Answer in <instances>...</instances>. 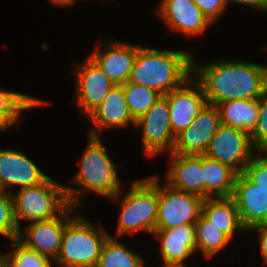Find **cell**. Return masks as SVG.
I'll use <instances>...</instances> for the list:
<instances>
[{"label": "cell", "instance_id": "cell-12", "mask_svg": "<svg viewBox=\"0 0 267 267\" xmlns=\"http://www.w3.org/2000/svg\"><path fill=\"white\" fill-rule=\"evenodd\" d=\"M164 97L168 100L171 130L176 137L191 125L207 99L201 83L193 76Z\"/></svg>", "mask_w": 267, "mask_h": 267}, {"label": "cell", "instance_id": "cell-22", "mask_svg": "<svg viewBox=\"0 0 267 267\" xmlns=\"http://www.w3.org/2000/svg\"><path fill=\"white\" fill-rule=\"evenodd\" d=\"M221 124L252 133L259 116V98L234 99L217 105Z\"/></svg>", "mask_w": 267, "mask_h": 267}, {"label": "cell", "instance_id": "cell-27", "mask_svg": "<svg viewBox=\"0 0 267 267\" xmlns=\"http://www.w3.org/2000/svg\"><path fill=\"white\" fill-rule=\"evenodd\" d=\"M125 100L134 120L144 115L161 97V95L143 85L130 82L123 84Z\"/></svg>", "mask_w": 267, "mask_h": 267}, {"label": "cell", "instance_id": "cell-10", "mask_svg": "<svg viewBox=\"0 0 267 267\" xmlns=\"http://www.w3.org/2000/svg\"><path fill=\"white\" fill-rule=\"evenodd\" d=\"M76 64L73 69L76 79L75 103L86 118L102 103L115 84L90 56Z\"/></svg>", "mask_w": 267, "mask_h": 267}, {"label": "cell", "instance_id": "cell-1", "mask_svg": "<svg viewBox=\"0 0 267 267\" xmlns=\"http://www.w3.org/2000/svg\"><path fill=\"white\" fill-rule=\"evenodd\" d=\"M196 64L192 58V74L201 83L208 104L260 98L267 91V65L240 59Z\"/></svg>", "mask_w": 267, "mask_h": 267}, {"label": "cell", "instance_id": "cell-33", "mask_svg": "<svg viewBox=\"0 0 267 267\" xmlns=\"http://www.w3.org/2000/svg\"><path fill=\"white\" fill-rule=\"evenodd\" d=\"M251 230L259 231L258 239H259L260 251L263 257V264L267 266V223L254 226L249 230V232Z\"/></svg>", "mask_w": 267, "mask_h": 267}, {"label": "cell", "instance_id": "cell-26", "mask_svg": "<svg viewBox=\"0 0 267 267\" xmlns=\"http://www.w3.org/2000/svg\"><path fill=\"white\" fill-rule=\"evenodd\" d=\"M143 259L110 235L103 244L96 267H143Z\"/></svg>", "mask_w": 267, "mask_h": 267}, {"label": "cell", "instance_id": "cell-36", "mask_svg": "<svg viewBox=\"0 0 267 267\" xmlns=\"http://www.w3.org/2000/svg\"><path fill=\"white\" fill-rule=\"evenodd\" d=\"M10 125L0 116V131L7 130Z\"/></svg>", "mask_w": 267, "mask_h": 267}, {"label": "cell", "instance_id": "cell-15", "mask_svg": "<svg viewBox=\"0 0 267 267\" xmlns=\"http://www.w3.org/2000/svg\"><path fill=\"white\" fill-rule=\"evenodd\" d=\"M156 9L171 31L187 37L200 36L213 24L193 0H161Z\"/></svg>", "mask_w": 267, "mask_h": 267}, {"label": "cell", "instance_id": "cell-3", "mask_svg": "<svg viewBox=\"0 0 267 267\" xmlns=\"http://www.w3.org/2000/svg\"><path fill=\"white\" fill-rule=\"evenodd\" d=\"M79 161L80 168L72 181L80 185L81 189L65 186L66 198L71 206L78 208L89 191L110 199L122 191L116 164L108 155L100 136L89 135Z\"/></svg>", "mask_w": 267, "mask_h": 267}, {"label": "cell", "instance_id": "cell-5", "mask_svg": "<svg viewBox=\"0 0 267 267\" xmlns=\"http://www.w3.org/2000/svg\"><path fill=\"white\" fill-rule=\"evenodd\" d=\"M75 216L65 225L61 248L54 260L57 267H96L104 242L110 234L89 219Z\"/></svg>", "mask_w": 267, "mask_h": 267}, {"label": "cell", "instance_id": "cell-4", "mask_svg": "<svg viewBox=\"0 0 267 267\" xmlns=\"http://www.w3.org/2000/svg\"><path fill=\"white\" fill-rule=\"evenodd\" d=\"M129 191L120 197L123 192L119 191L111 199L121 204L120 214L115 238L122 234L143 231L152 233L155 231L158 216V176L130 181ZM121 199V200H120Z\"/></svg>", "mask_w": 267, "mask_h": 267}, {"label": "cell", "instance_id": "cell-31", "mask_svg": "<svg viewBox=\"0 0 267 267\" xmlns=\"http://www.w3.org/2000/svg\"><path fill=\"white\" fill-rule=\"evenodd\" d=\"M250 135L257 151L267 148V91L259 98L258 121Z\"/></svg>", "mask_w": 267, "mask_h": 267}, {"label": "cell", "instance_id": "cell-6", "mask_svg": "<svg viewBox=\"0 0 267 267\" xmlns=\"http://www.w3.org/2000/svg\"><path fill=\"white\" fill-rule=\"evenodd\" d=\"M65 186L49 177L37 186L14 191V217L19 230L21 220L32 223L58 216L69 205Z\"/></svg>", "mask_w": 267, "mask_h": 267}, {"label": "cell", "instance_id": "cell-34", "mask_svg": "<svg viewBox=\"0 0 267 267\" xmlns=\"http://www.w3.org/2000/svg\"><path fill=\"white\" fill-rule=\"evenodd\" d=\"M227 4L233 2L237 4H243L244 6L254 7L259 11H266L267 10V0H226Z\"/></svg>", "mask_w": 267, "mask_h": 267}, {"label": "cell", "instance_id": "cell-9", "mask_svg": "<svg viewBox=\"0 0 267 267\" xmlns=\"http://www.w3.org/2000/svg\"><path fill=\"white\" fill-rule=\"evenodd\" d=\"M134 127L142 128V148L149 158L164 151L172 152L176 137L171 130L169 104L164 96H161L144 115L135 120Z\"/></svg>", "mask_w": 267, "mask_h": 267}, {"label": "cell", "instance_id": "cell-25", "mask_svg": "<svg viewBox=\"0 0 267 267\" xmlns=\"http://www.w3.org/2000/svg\"><path fill=\"white\" fill-rule=\"evenodd\" d=\"M196 251H200L205 258H212L215 254L225 248L230 239L215 225L210 223L202 214L196 221Z\"/></svg>", "mask_w": 267, "mask_h": 267}, {"label": "cell", "instance_id": "cell-32", "mask_svg": "<svg viewBox=\"0 0 267 267\" xmlns=\"http://www.w3.org/2000/svg\"><path fill=\"white\" fill-rule=\"evenodd\" d=\"M204 15L214 24L227 7L226 0H193Z\"/></svg>", "mask_w": 267, "mask_h": 267}, {"label": "cell", "instance_id": "cell-29", "mask_svg": "<svg viewBox=\"0 0 267 267\" xmlns=\"http://www.w3.org/2000/svg\"><path fill=\"white\" fill-rule=\"evenodd\" d=\"M19 227L14 217L12 194L0 189V235L10 241L18 237Z\"/></svg>", "mask_w": 267, "mask_h": 267}, {"label": "cell", "instance_id": "cell-35", "mask_svg": "<svg viewBox=\"0 0 267 267\" xmlns=\"http://www.w3.org/2000/svg\"><path fill=\"white\" fill-rule=\"evenodd\" d=\"M53 5L64 6H72L76 2V0H49Z\"/></svg>", "mask_w": 267, "mask_h": 267}, {"label": "cell", "instance_id": "cell-38", "mask_svg": "<svg viewBox=\"0 0 267 267\" xmlns=\"http://www.w3.org/2000/svg\"><path fill=\"white\" fill-rule=\"evenodd\" d=\"M263 152L267 155V148H265V149L263 150Z\"/></svg>", "mask_w": 267, "mask_h": 267}, {"label": "cell", "instance_id": "cell-16", "mask_svg": "<svg viewBox=\"0 0 267 267\" xmlns=\"http://www.w3.org/2000/svg\"><path fill=\"white\" fill-rule=\"evenodd\" d=\"M105 43L103 51L97 46L89 56L115 85H123L130 77L138 45L118 40H109Z\"/></svg>", "mask_w": 267, "mask_h": 267}, {"label": "cell", "instance_id": "cell-21", "mask_svg": "<svg viewBox=\"0 0 267 267\" xmlns=\"http://www.w3.org/2000/svg\"><path fill=\"white\" fill-rule=\"evenodd\" d=\"M202 215L230 240L235 232L245 231L232 197L206 198L202 205Z\"/></svg>", "mask_w": 267, "mask_h": 267}, {"label": "cell", "instance_id": "cell-2", "mask_svg": "<svg viewBox=\"0 0 267 267\" xmlns=\"http://www.w3.org/2000/svg\"><path fill=\"white\" fill-rule=\"evenodd\" d=\"M192 58L190 51L138 46L128 82L143 85L164 96L193 75Z\"/></svg>", "mask_w": 267, "mask_h": 267}, {"label": "cell", "instance_id": "cell-13", "mask_svg": "<svg viewBox=\"0 0 267 267\" xmlns=\"http://www.w3.org/2000/svg\"><path fill=\"white\" fill-rule=\"evenodd\" d=\"M221 125L217 106L207 103L191 125L176 136L171 153L203 155Z\"/></svg>", "mask_w": 267, "mask_h": 267}, {"label": "cell", "instance_id": "cell-7", "mask_svg": "<svg viewBox=\"0 0 267 267\" xmlns=\"http://www.w3.org/2000/svg\"><path fill=\"white\" fill-rule=\"evenodd\" d=\"M158 176V216L155 230L194 225L202 214L204 198L178 190L166 183L160 186Z\"/></svg>", "mask_w": 267, "mask_h": 267}, {"label": "cell", "instance_id": "cell-20", "mask_svg": "<svg viewBox=\"0 0 267 267\" xmlns=\"http://www.w3.org/2000/svg\"><path fill=\"white\" fill-rule=\"evenodd\" d=\"M87 118L95 127L89 133L91 136H99L111 127L126 128L130 124L135 125L125 100L123 85H114L102 103Z\"/></svg>", "mask_w": 267, "mask_h": 267}, {"label": "cell", "instance_id": "cell-24", "mask_svg": "<svg viewBox=\"0 0 267 267\" xmlns=\"http://www.w3.org/2000/svg\"><path fill=\"white\" fill-rule=\"evenodd\" d=\"M50 102L30 95L13 92L0 88V116L10 125L14 126L20 121L21 113Z\"/></svg>", "mask_w": 267, "mask_h": 267}, {"label": "cell", "instance_id": "cell-18", "mask_svg": "<svg viewBox=\"0 0 267 267\" xmlns=\"http://www.w3.org/2000/svg\"><path fill=\"white\" fill-rule=\"evenodd\" d=\"M153 237L161 241V267H187L183 262L196 252L195 225L155 230Z\"/></svg>", "mask_w": 267, "mask_h": 267}, {"label": "cell", "instance_id": "cell-14", "mask_svg": "<svg viewBox=\"0 0 267 267\" xmlns=\"http://www.w3.org/2000/svg\"><path fill=\"white\" fill-rule=\"evenodd\" d=\"M49 176L44 174L26 154L13 149H0V189L12 194L19 189L37 186Z\"/></svg>", "mask_w": 267, "mask_h": 267}, {"label": "cell", "instance_id": "cell-8", "mask_svg": "<svg viewBox=\"0 0 267 267\" xmlns=\"http://www.w3.org/2000/svg\"><path fill=\"white\" fill-rule=\"evenodd\" d=\"M254 152L258 151L254 148L248 132L221 125L203 155L231 167L240 174L253 159Z\"/></svg>", "mask_w": 267, "mask_h": 267}, {"label": "cell", "instance_id": "cell-30", "mask_svg": "<svg viewBox=\"0 0 267 267\" xmlns=\"http://www.w3.org/2000/svg\"><path fill=\"white\" fill-rule=\"evenodd\" d=\"M242 173L252 183L267 191V155L263 151H258V154L254 155Z\"/></svg>", "mask_w": 267, "mask_h": 267}, {"label": "cell", "instance_id": "cell-11", "mask_svg": "<svg viewBox=\"0 0 267 267\" xmlns=\"http://www.w3.org/2000/svg\"><path fill=\"white\" fill-rule=\"evenodd\" d=\"M73 211L77 208L69 204L52 219L29 223L24 227L26 235L21 228L17 239L26 247L55 260L61 248L65 225L75 216Z\"/></svg>", "mask_w": 267, "mask_h": 267}, {"label": "cell", "instance_id": "cell-17", "mask_svg": "<svg viewBox=\"0 0 267 267\" xmlns=\"http://www.w3.org/2000/svg\"><path fill=\"white\" fill-rule=\"evenodd\" d=\"M231 197L246 231L267 223V191L252 183L243 173L237 175Z\"/></svg>", "mask_w": 267, "mask_h": 267}, {"label": "cell", "instance_id": "cell-23", "mask_svg": "<svg viewBox=\"0 0 267 267\" xmlns=\"http://www.w3.org/2000/svg\"><path fill=\"white\" fill-rule=\"evenodd\" d=\"M204 199L231 197L238 173L231 167L203 155Z\"/></svg>", "mask_w": 267, "mask_h": 267}, {"label": "cell", "instance_id": "cell-37", "mask_svg": "<svg viewBox=\"0 0 267 267\" xmlns=\"http://www.w3.org/2000/svg\"><path fill=\"white\" fill-rule=\"evenodd\" d=\"M0 267H7L5 254L0 255Z\"/></svg>", "mask_w": 267, "mask_h": 267}, {"label": "cell", "instance_id": "cell-19", "mask_svg": "<svg viewBox=\"0 0 267 267\" xmlns=\"http://www.w3.org/2000/svg\"><path fill=\"white\" fill-rule=\"evenodd\" d=\"M166 182L175 189L204 198L203 155L169 153Z\"/></svg>", "mask_w": 267, "mask_h": 267}, {"label": "cell", "instance_id": "cell-28", "mask_svg": "<svg viewBox=\"0 0 267 267\" xmlns=\"http://www.w3.org/2000/svg\"><path fill=\"white\" fill-rule=\"evenodd\" d=\"M11 242L14 249L5 254L7 267H53L50 258L26 247L17 238Z\"/></svg>", "mask_w": 267, "mask_h": 267}]
</instances>
